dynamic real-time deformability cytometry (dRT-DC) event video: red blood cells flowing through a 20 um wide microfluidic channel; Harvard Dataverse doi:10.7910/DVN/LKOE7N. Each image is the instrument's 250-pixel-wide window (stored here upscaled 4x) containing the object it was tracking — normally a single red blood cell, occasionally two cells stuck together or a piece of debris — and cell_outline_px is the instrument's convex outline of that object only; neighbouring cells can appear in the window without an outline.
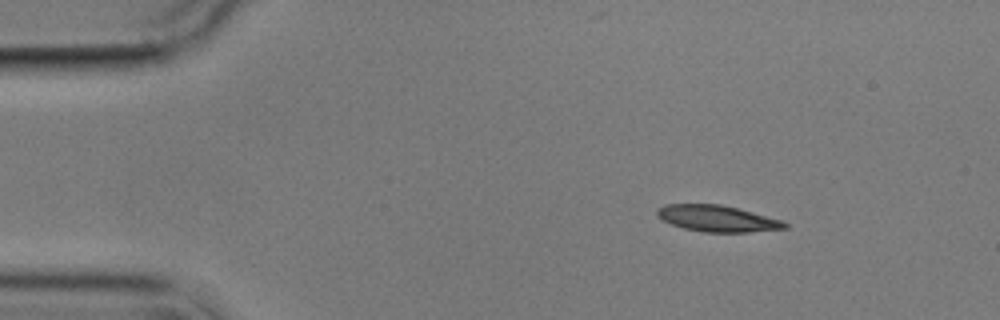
{"species": "common noctule bat (a hibernating species)", "species_latin": "Nyctalus noctula", "temperature_condition": "cold", "stored_images_in_passage": 4, "segment_of_instrument_passage": [1, 2], "camera_frame_rate_fps": 3000, "um_per_image_px": 0.085, "animal": {"sex": "male", "body_mass_g": 17.9}, "frame": {"image": 1, "passage_image": 2, "time_ms": 1.0, "image_size_px": [1000, 320], "cell_outline_px": [[788, 228], [748, 232], [704, 232], [684, 228], [672, 224], [656, 216], [656, 208], [664, 204], [720, 204], [784, 220], [788, 224]], "centroid_in_image_um": [60.97, 18.57], "position_along_channel_um": 24.0, "area_um2": 19.59}}